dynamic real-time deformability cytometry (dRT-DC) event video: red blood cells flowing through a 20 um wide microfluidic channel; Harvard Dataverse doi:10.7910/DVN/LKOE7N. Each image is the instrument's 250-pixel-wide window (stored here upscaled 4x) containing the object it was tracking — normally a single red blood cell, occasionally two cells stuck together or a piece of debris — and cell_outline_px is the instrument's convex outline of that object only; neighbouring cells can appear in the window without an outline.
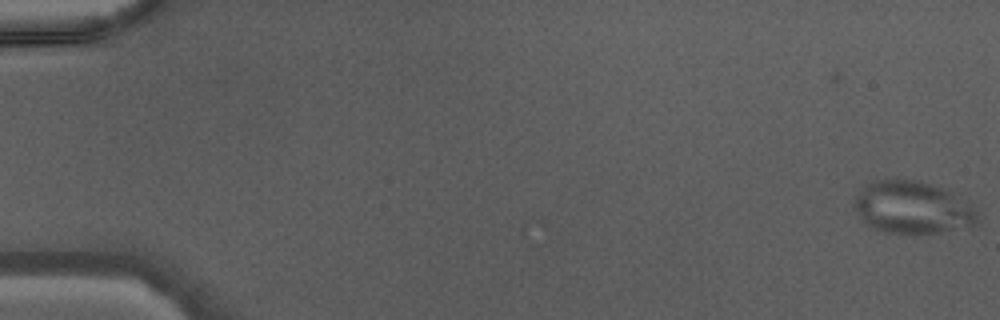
{"species": "Egyptian fruit bat (a non-hibernating species)", "species_latin": "Rousettus aegyptiacus", "temperature_condition": "warm", "stored_images_in_passage": 18, "camera_frame_rate_fps": 3000, "um_per_image_px": 0.085, "animal": {"sex": "male"}, "frame": {"image": 1, "passage_image": 1, "time_ms": 0.0, "image_size_px": [1000, 320], "cell_outline_px": [[976, 220], [972, 224], [920, 236], [884, 232], [868, 228], [864, 224], [852, 204], [852, 200], [860, 188], [864, 184], [876, 180], [916, 180], [952, 192], [964, 200], [976, 212]], "centroid_in_image_um": [77.41, 17.66], "position_along_channel_um": 7.6, "area_um2": 37.74}}